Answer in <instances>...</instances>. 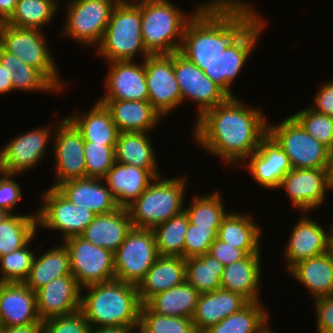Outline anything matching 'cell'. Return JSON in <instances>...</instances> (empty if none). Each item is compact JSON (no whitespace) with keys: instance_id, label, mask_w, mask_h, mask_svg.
I'll list each match as a JSON object with an SVG mask.
<instances>
[{"instance_id":"obj_46","label":"cell","mask_w":333,"mask_h":333,"mask_svg":"<svg viewBox=\"0 0 333 333\" xmlns=\"http://www.w3.org/2000/svg\"><path fill=\"white\" fill-rule=\"evenodd\" d=\"M19 250L0 257V283L24 282L32 267L36 249H30V242Z\"/></svg>"},{"instance_id":"obj_25","label":"cell","mask_w":333,"mask_h":333,"mask_svg":"<svg viewBox=\"0 0 333 333\" xmlns=\"http://www.w3.org/2000/svg\"><path fill=\"white\" fill-rule=\"evenodd\" d=\"M156 177L148 170L115 162L103 178L119 207H128Z\"/></svg>"},{"instance_id":"obj_22","label":"cell","mask_w":333,"mask_h":333,"mask_svg":"<svg viewBox=\"0 0 333 333\" xmlns=\"http://www.w3.org/2000/svg\"><path fill=\"white\" fill-rule=\"evenodd\" d=\"M301 216L283 250L287 272L298 262L326 253L329 249V231L307 215Z\"/></svg>"},{"instance_id":"obj_32","label":"cell","mask_w":333,"mask_h":333,"mask_svg":"<svg viewBox=\"0 0 333 333\" xmlns=\"http://www.w3.org/2000/svg\"><path fill=\"white\" fill-rule=\"evenodd\" d=\"M288 272L312 294V299L333 294V258L329 251L298 262Z\"/></svg>"},{"instance_id":"obj_12","label":"cell","mask_w":333,"mask_h":333,"mask_svg":"<svg viewBox=\"0 0 333 333\" xmlns=\"http://www.w3.org/2000/svg\"><path fill=\"white\" fill-rule=\"evenodd\" d=\"M62 242L69 251L71 273L81 288L115 279L113 252L81 236H73Z\"/></svg>"},{"instance_id":"obj_11","label":"cell","mask_w":333,"mask_h":333,"mask_svg":"<svg viewBox=\"0 0 333 333\" xmlns=\"http://www.w3.org/2000/svg\"><path fill=\"white\" fill-rule=\"evenodd\" d=\"M158 257L153 231L132 227L114 252L115 280L138 286Z\"/></svg>"},{"instance_id":"obj_41","label":"cell","mask_w":333,"mask_h":333,"mask_svg":"<svg viewBox=\"0 0 333 333\" xmlns=\"http://www.w3.org/2000/svg\"><path fill=\"white\" fill-rule=\"evenodd\" d=\"M186 281L200 294L221 288L224 265L208 253L185 259Z\"/></svg>"},{"instance_id":"obj_20","label":"cell","mask_w":333,"mask_h":333,"mask_svg":"<svg viewBox=\"0 0 333 333\" xmlns=\"http://www.w3.org/2000/svg\"><path fill=\"white\" fill-rule=\"evenodd\" d=\"M111 61L104 80L105 94L99 100H148L144 60ZM111 66V67H110Z\"/></svg>"},{"instance_id":"obj_40","label":"cell","mask_w":333,"mask_h":333,"mask_svg":"<svg viewBox=\"0 0 333 333\" xmlns=\"http://www.w3.org/2000/svg\"><path fill=\"white\" fill-rule=\"evenodd\" d=\"M188 227L189 219L184 210L153 227L151 230L159 256L184 258V241Z\"/></svg>"},{"instance_id":"obj_5","label":"cell","mask_w":333,"mask_h":333,"mask_svg":"<svg viewBox=\"0 0 333 333\" xmlns=\"http://www.w3.org/2000/svg\"><path fill=\"white\" fill-rule=\"evenodd\" d=\"M163 179L162 175L156 177L147 189L126 207L134 228L152 229L184 210L187 176Z\"/></svg>"},{"instance_id":"obj_38","label":"cell","mask_w":333,"mask_h":333,"mask_svg":"<svg viewBox=\"0 0 333 333\" xmlns=\"http://www.w3.org/2000/svg\"><path fill=\"white\" fill-rule=\"evenodd\" d=\"M0 64L5 67L11 77L13 91L51 92L59 91L35 68L28 66L15 55L0 46Z\"/></svg>"},{"instance_id":"obj_30","label":"cell","mask_w":333,"mask_h":333,"mask_svg":"<svg viewBox=\"0 0 333 333\" xmlns=\"http://www.w3.org/2000/svg\"><path fill=\"white\" fill-rule=\"evenodd\" d=\"M132 227L127 209L119 207L111 213L95 215L80 236L114 253Z\"/></svg>"},{"instance_id":"obj_57","label":"cell","mask_w":333,"mask_h":333,"mask_svg":"<svg viewBox=\"0 0 333 333\" xmlns=\"http://www.w3.org/2000/svg\"><path fill=\"white\" fill-rule=\"evenodd\" d=\"M13 92L11 77L8 75L5 67L0 64V94Z\"/></svg>"},{"instance_id":"obj_59","label":"cell","mask_w":333,"mask_h":333,"mask_svg":"<svg viewBox=\"0 0 333 333\" xmlns=\"http://www.w3.org/2000/svg\"><path fill=\"white\" fill-rule=\"evenodd\" d=\"M328 175L331 189L333 190V149L330 150Z\"/></svg>"},{"instance_id":"obj_6","label":"cell","mask_w":333,"mask_h":333,"mask_svg":"<svg viewBox=\"0 0 333 333\" xmlns=\"http://www.w3.org/2000/svg\"><path fill=\"white\" fill-rule=\"evenodd\" d=\"M43 33L40 29L0 23V46L37 69L61 93L66 84L60 79L58 65Z\"/></svg>"},{"instance_id":"obj_42","label":"cell","mask_w":333,"mask_h":333,"mask_svg":"<svg viewBox=\"0 0 333 333\" xmlns=\"http://www.w3.org/2000/svg\"><path fill=\"white\" fill-rule=\"evenodd\" d=\"M200 196L194 195L184 211L189 223L203 228H219L229 211H226L223 196L217 190Z\"/></svg>"},{"instance_id":"obj_36","label":"cell","mask_w":333,"mask_h":333,"mask_svg":"<svg viewBox=\"0 0 333 333\" xmlns=\"http://www.w3.org/2000/svg\"><path fill=\"white\" fill-rule=\"evenodd\" d=\"M200 293L187 281L152 296L145 305L165 316L193 318Z\"/></svg>"},{"instance_id":"obj_64","label":"cell","mask_w":333,"mask_h":333,"mask_svg":"<svg viewBox=\"0 0 333 333\" xmlns=\"http://www.w3.org/2000/svg\"><path fill=\"white\" fill-rule=\"evenodd\" d=\"M47 1H52V2H55L56 4L58 3V6H60L59 2L57 0H47Z\"/></svg>"},{"instance_id":"obj_58","label":"cell","mask_w":333,"mask_h":333,"mask_svg":"<svg viewBox=\"0 0 333 333\" xmlns=\"http://www.w3.org/2000/svg\"><path fill=\"white\" fill-rule=\"evenodd\" d=\"M90 333H134V332L129 328L107 326V327H91Z\"/></svg>"},{"instance_id":"obj_19","label":"cell","mask_w":333,"mask_h":333,"mask_svg":"<svg viewBox=\"0 0 333 333\" xmlns=\"http://www.w3.org/2000/svg\"><path fill=\"white\" fill-rule=\"evenodd\" d=\"M242 165L249 171L254 182L268 190L279 189L281 180L293 169L289 157L269 133L261 139L257 150Z\"/></svg>"},{"instance_id":"obj_35","label":"cell","mask_w":333,"mask_h":333,"mask_svg":"<svg viewBox=\"0 0 333 333\" xmlns=\"http://www.w3.org/2000/svg\"><path fill=\"white\" fill-rule=\"evenodd\" d=\"M59 245L53 246L43 254L35 255L29 275L24 281L33 292L55 278L73 276L70 268L69 251L62 241Z\"/></svg>"},{"instance_id":"obj_45","label":"cell","mask_w":333,"mask_h":333,"mask_svg":"<svg viewBox=\"0 0 333 333\" xmlns=\"http://www.w3.org/2000/svg\"><path fill=\"white\" fill-rule=\"evenodd\" d=\"M138 333H197L192 318L165 316L141 305Z\"/></svg>"},{"instance_id":"obj_56","label":"cell","mask_w":333,"mask_h":333,"mask_svg":"<svg viewBox=\"0 0 333 333\" xmlns=\"http://www.w3.org/2000/svg\"><path fill=\"white\" fill-rule=\"evenodd\" d=\"M3 333H42V324H29L3 328Z\"/></svg>"},{"instance_id":"obj_27","label":"cell","mask_w":333,"mask_h":333,"mask_svg":"<svg viewBox=\"0 0 333 333\" xmlns=\"http://www.w3.org/2000/svg\"><path fill=\"white\" fill-rule=\"evenodd\" d=\"M248 303L240 294L221 288L200 294L192 318L196 332L201 333L206 328L218 324Z\"/></svg>"},{"instance_id":"obj_4","label":"cell","mask_w":333,"mask_h":333,"mask_svg":"<svg viewBox=\"0 0 333 333\" xmlns=\"http://www.w3.org/2000/svg\"><path fill=\"white\" fill-rule=\"evenodd\" d=\"M132 1L119 0L115 5L104 36L96 47L97 55L107 63L134 60L138 53H141L143 60L150 55L142 37L141 0Z\"/></svg>"},{"instance_id":"obj_61","label":"cell","mask_w":333,"mask_h":333,"mask_svg":"<svg viewBox=\"0 0 333 333\" xmlns=\"http://www.w3.org/2000/svg\"><path fill=\"white\" fill-rule=\"evenodd\" d=\"M329 253L331 254L332 258H333V239H329V249H328Z\"/></svg>"},{"instance_id":"obj_65","label":"cell","mask_w":333,"mask_h":333,"mask_svg":"<svg viewBox=\"0 0 333 333\" xmlns=\"http://www.w3.org/2000/svg\"><path fill=\"white\" fill-rule=\"evenodd\" d=\"M0 333H3V327L0 325Z\"/></svg>"},{"instance_id":"obj_21","label":"cell","mask_w":333,"mask_h":333,"mask_svg":"<svg viewBox=\"0 0 333 333\" xmlns=\"http://www.w3.org/2000/svg\"><path fill=\"white\" fill-rule=\"evenodd\" d=\"M81 292L74 276L55 278L35 291L37 312L41 321L80 311Z\"/></svg>"},{"instance_id":"obj_29","label":"cell","mask_w":333,"mask_h":333,"mask_svg":"<svg viewBox=\"0 0 333 333\" xmlns=\"http://www.w3.org/2000/svg\"><path fill=\"white\" fill-rule=\"evenodd\" d=\"M186 281L185 259L159 256L137 286L139 300L145 304L152 296Z\"/></svg>"},{"instance_id":"obj_34","label":"cell","mask_w":333,"mask_h":333,"mask_svg":"<svg viewBox=\"0 0 333 333\" xmlns=\"http://www.w3.org/2000/svg\"><path fill=\"white\" fill-rule=\"evenodd\" d=\"M151 137L146 132H120L115 147V162L129 164L161 176Z\"/></svg>"},{"instance_id":"obj_50","label":"cell","mask_w":333,"mask_h":333,"mask_svg":"<svg viewBox=\"0 0 333 333\" xmlns=\"http://www.w3.org/2000/svg\"><path fill=\"white\" fill-rule=\"evenodd\" d=\"M90 330L91 326L81 311L42 322V333H90Z\"/></svg>"},{"instance_id":"obj_2","label":"cell","mask_w":333,"mask_h":333,"mask_svg":"<svg viewBox=\"0 0 333 333\" xmlns=\"http://www.w3.org/2000/svg\"><path fill=\"white\" fill-rule=\"evenodd\" d=\"M86 295L84 294V290ZM80 311L91 327H124L138 330L141 302L137 286L119 280L81 288Z\"/></svg>"},{"instance_id":"obj_3","label":"cell","mask_w":333,"mask_h":333,"mask_svg":"<svg viewBox=\"0 0 333 333\" xmlns=\"http://www.w3.org/2000/svg\"><path fill=\"white\" fill-rule=\"evenodd\" d=\"M204 5L198 4L190 15L169 0H141L143 43L150 54H171L181 48L186 24Z\"/></svg>"},{"instance_id":"obj_10","label":"cell","mask_w":333,"mask_h":333,"mask_svg":"<svg viewBox=\"0 0 333 333\" xmlns=\"http://www.w3.org/2000/svg\"><path fill=\"white\" fill-rule=\"evenodd\" d=\"M119 0H69L62 35L84 48L100 44L110 15Z\"/></svg>"},{"instance_id":"obj_48","label":"cell","mask_w":333,"mask_h":333,"mask_svg":"<svg viewBox=\"0 0 333 333\" xmlns=\"http://www.w3.org/2000/svg\"><path fill=\"white\" fill-rule=\"evenodd\" d=\"M116 145L84 142L86 178L103 179L115 163Z\"/></svg>"},{"instance_id":"obj_43","label":"cell","mask_w":333,"mask_h":333,"mask_svg":"<svg viewBox=\"0 0 333 333\" xmlns=\"http://www.w3.org/2000/svg\"><path fill=\"white\" fill-rule=\"evenodd\" d=\"M59 6L47 0H17L15 10L5 22L14 27L42 30L49 26Z\"/></svg>"},{"instance_id":"obj_15","label":"cell","mask_w":333,"mask_h":333,"mask_svg":"<svg viewBox=\"0 0 333 333\" xmlns=\"http://www.w3.org/2000/svg\"><path fill=\"white\" fill-rule=\"evenodd\" d=\"M56 125L51 143L56 170L53 188L68 180L86 178L83 136L66 117Z\"/></svg>"},{"instance_id":"obj_44","label":"cell","mask_w":333,"mask_h":333,"mask_svg":"<svg viewBox=\"0 0 333 333\" xmlns=\"http://www.w3.org/2000/svg\"><path fill=\"white\" fill-rule=\"evenodd\" d=\"M248 56L231 48L229 45L224 52L212 64L206 66L204 74L214 83L220 86L230 97H237L231 90L241 69L248 60Z\"/></svg>"},{"instance_id":"obj_18","label":"cell","mask_w":333,"mask_h":333,"mask_svg":"<svg viewBox=\"0 0 333 333\" xmlns=\"http://www.w3.org/2000/svg\"><path fill=\"white\" fill-rule=\"evenodd\" d=\"M279 188L289 195L290 202L302 214L322 206L331 190L328 168L298 169L293 168L281 180Z\"/></svg>"},{"instance_id":"obj_54","label":"cell","mask_w":333,"mask_h":333,"mask_svg":"<svg viewBox=\"0 0 333 333\" xmlns=\"http://www.w3.org/2000/svg\"><path fill=\"white\" fill-rule=\"evenodd\" d=\"M313 99L314 104L310 106L311 109L333 117V79L323 83Z\"/></svg>"},{"instance_id":"obj_47","label":"cell","mask_w":333,"mask_h":333,"mask_svg":"<svg viewBox=\"0 0 333 333\" xmlns=\"http://www.w3.org/2000/svg\"><path fill=\"white\" fill-rule=\"evenodd\" d=\"M292 116L307 133L330 150L333 149V117L318 113L309 106L295 112Z\"/></svg>"},{"instance_id":"obj_14","label":"cell","mask_w":333,"mask_h":333,"mask_svg":"<svg viewBox=\"0 0 333 333\" xmlns=\"http://www.w3.org/2000/svg\"><path fill=\"white\" fill-rule=\"evenodd\" d=\"M52 126L36 127L9 140L0 149V171L19 176L37 166L53 140Z\"/></svg>"},{"instance_id":"obj_51","label":"cell","mask_w":333,"mask_h":333,"mask_svg":"<svg viewBox=\"0 0 333 333\" xmlns=\"http://www.w3.org/2000/svg\"><path fill=\"white\" fill-rule=\"evenodd\" d=\"M0 208L7 210L9 213H15L12 210L22 197L20 183L16 182L17 175L7 174L0 171Z\"/></svg>"},{"instance_id":"obj_17","label":"cell","mask_w":333,"mask_h":333,"mask_svg":"<svg viewBox=\"0 0 333 333\" xmlns=\"http://www.w3.org/2000/svg\"><path fill=\"white\" fill-rule=\"evenodd\" d=\"M148 101L162 116L182 104L181 91L174 74V53L150 54L144 59Z\"/></svg>"},{"instance_id":"obj_24","label":"cell","mask_w":333,"mask_h":333,"mask_svg":"<svg viewBox=\"0 0 333 333\" xmlns=\"http://www.w3.org/2000/svg\"><path fill=\"white\" fill-rule=\"evenodd\" d=\"M56 189L73 205L89 209L95 215L108 214L119 208L104 179L68 180L59 184Z\"/></svg>"},{"instance_id":"obj_49","label":"cell","mask_w":333,"mask_h":333,"mask_svg":"<svg viewBox=\"0 0 333 333\" xmlns=\"http://www.w3.org/2000/svg\"><path fill=\"white\" fill-rule=\"evenodd\" d=\"M217 232L218 228H203L189 223L184 241V259L208 253Z\"/></svg>"},{"instance_id":"obj_9","label":"cell","mask_w":333,"mask_h":333,"mask_svg":"<svg viewBox=\"0 0 333 333\" xmlns=\"http://www.w3.org/2000/svg\"><path fill=\"white\" fill-rule=\"evenodd\" d=\"M272 124L268 120V133L287 154L292 168L329 167L330 149L307 133L292 115Z\"/></svg>"},{"instance_id":"obj_1","label":"cell","mask_w":333,"mask_h":333,"mask_svg":"<svg viewBox=\"0 0 333 333\" xmlns=\"http://www.w3.org/2000/svg\"><path fill=\"white\" fill-rule=\"evenodd\" d=\"M264 115L260 108H251L242 99L229 97L195 121L194 142L208 154L224 160L223 163L242 167L268 133Z\"/></svg>"},{"instance_id":"obj_39","label":"cell","mask_w":333,"mask_h":333,"mask_svg":"<svg viewBox=\"0 0 333 333\" xmlns=\"http://www.w3.org/2000/svg\"><path fill=\"white\" fill-rule=\"evenodd\" d=\"M37 229V214H10L0 225V257L24 247Z\"/></svg>"},{"instance_id":"obj_55","label":"cell","mask_w":333,"mask_h":333,"mask_svg":"<svg viewBox=\"0 0 333 333\" xmlns=\"http://www.w3.org/2000/svg\"><path fill=\"white\" fill-rule=\"evenodd\" d=\"M17 0H0V23L6 22L13 14Z\"/></svg>"},{"instance_id":"obj_37","label":"cell","mask_w":333,"mask_h":333,"mask_svg":"<svg viewBox=\"0 0 333 333\" xmlns=\"http://www.w3.org/2000/svg\"><path fill=\"white\" fill-rule=\"evenodd\" d=\"M269 316L260 301L249 302L240 311L227 316L201 333H265L270 329Z\"/></svg>"},{"instance_id":"obj_52","label":"cell","mask_w":333,"mask_h":333,"mask_svg":"<svg viewBox=\"0 0 333 333\" xmlns=\"http://www.w3.org/2000/svg\"><path fill=\"white\" fill-rule=\"evenodd\" d=\"M316 333H333V294L314 299Z\"/></svg>"},{"instance_id":"obj_8","label":"cell","mask_w":333,"mask_h":333,"mask_svg":"<svg viewBox=\"0 0 333 333\" xmlns=\"http://www.w3.org/2000/svg\"><path fill=\"white\" fill-rule=\"evenodd\" d=\"M227 46L225 27L203 5L186 24L179 52L204 71Z\"/></svg>"},{"instance_id":"obj_13","label":"cell","mask_w":333,"mask_h":333,"mask_svg":"<svg viewBox=\"0 0 333 333\" xmlns=\"http://www.w3.org/2000/svg\"><path fill=\"white\" fill-rule=\"evenodd\" d=\"M42 196L43 202L37 210V227L39 230L59 231L63 241L73 236H80L93 221L95 214L89 210L73 205L56 188L48 187Z\"/></svg>"},{"instance_id":"obj_26","label":"cell","mask_w":333,"mask_h":333,"mask_svg":"<svg viewBox=\"0 0 333 333\" xmlns=\"http://www.w3.org/2000/svg\"><path fill=\"white\" fill-rule=\"evenodd\" d=\"M99 101L109 110L119 132H146L150 134L151 130L155 129L163 119L148 100Z\"/></svg>"},{"instance_id":"obj_31","label":"cell","mask_w":333,"mask_h":333,"mask_svg":"<svg viewBox=\"0 0 333 333\" xmlns=\"http://www.w3.org/2000/svg\"><path fill=\"white\" fill-rule=\"evenodd\" d=\"M81 133L84 141L104 145H116L119 130L109 110L99 100L87 112L72 113L66 117Z\"/></svg>"},{"instance_id":"obj_63","label":"cell","mask_w":333,"mask_h":333,"mask_svg":"<svg viewBox=\"0 0 333 333\" xmlns=\"http://www.w3.org/2000/svg\"><path fill=\"white\" fill-rule=\"evenodd\" d=\"M272 330H273V329L271 328V329H269L268 331H266L265 333H275V332H273Z\"/></svg>"},{"instance_id":"obj_16","label":"cell","mask_w":333,"mask_h":333,"mask_svg":"<svg viewBox=\"0 0 333 333\" xmlns=\"http://www.w3.org/2000/svg\"><path fill=\"white\" fill-rule=\"evenodd\" d=\"M174 74L181 91L182 103L192 100L198 106L196 119L230 97L179 51L174 52Z\"/></svg>"},{"instance_id":"obj_28","label":"cell","mask_w":333,"mask_h":333,"mask_svg":"<svg viewBox=\"0 0 333 333\" xmlns=\"http://www.w3.org/2000/svg\"><path fill=\"white\" fill-rule=\"evenodd\" d=\"M261 269L260 254H249L241 261L226 265L220 279L221 289L238 293L248 302H262Z\"/></svg>"},{"instance_id":"obj_62","label":"cell","mask_w":333,"mask_h":333,"mask_svg":"<svg viewBox=\"0 0 333 333\" xmlns=\"http://www.w3.org/2000/svg\"><path fill=\"white\" fill-rule=\"evenodd\" d=\"M330 233H329V239H333V223L331 225V227L329 228Z\"/></svg>"},{"instance_id":"obj_33","label":"cell","mask_w":333,"mask_h":333,"mask_svg":"<svg viewBox=\"0 0 333 333\" xmlns=\"http://www.w3.org/2000/svg\"><path fill=\"white\" fill-rule=\"evenodd\" d=\"M252 217V214L239 211L229 212L218 228L217 238L248 254H261L262 227Z\"/></svg>"},{"instance_id":"obj_53","label":"cell","mask_w":333,"mask_h":333,"mask_svg":"<svg viewBox=\"0 0 333 333\" xmlns=\"http://www.w3.org/2000/svg\"><path fill=\"white\" fill-rule=\"evenodd\" d=\"M208 254L216 258L224 266L241 261L249 255L245 250L233 247L218 238L212 242Z\"/></svg>"},{"instance_id":"obj_23","label":"cell","mask_w":333,"mask_h":333,"mask_svg":"<svg viewBox=\"0 0 333 333\" xmlns=\"http://www.w3.org/2000/svg\"><path fill=\"white\" fill-rule=\"evenodd\" d=\"M42 324L36 296L24 282L0 283V325L3 328Z\"/></svg>"},{"instance_id":"obj_60","label":"cell","mask_w":333,"mask_h":333,"mask_svg":"<svg viewBox=\"0 0 333 333\" xmlns=\"http://www.w3.org/2000/svg\"><path fill=\"white\" fill-rule=\"evenodd\" d=\"M10 214L11 213H9L7 210L0 208V225Z\"/></svg>"},{"instance_id":"obj_7","label":"cell","mask_w":333,"mask_h":333,"mask_svg":"<svg viewBox=\"0 0 333 333\" xmlns=\"http://www.w3.org/2000/svg\"><path fill=\"white\" fill-rule=\"evenodd\" d=\"M204 6L223 24L228 45L250 58L266 21L244 0H208Z\"/></svg>"}]
</instances>
